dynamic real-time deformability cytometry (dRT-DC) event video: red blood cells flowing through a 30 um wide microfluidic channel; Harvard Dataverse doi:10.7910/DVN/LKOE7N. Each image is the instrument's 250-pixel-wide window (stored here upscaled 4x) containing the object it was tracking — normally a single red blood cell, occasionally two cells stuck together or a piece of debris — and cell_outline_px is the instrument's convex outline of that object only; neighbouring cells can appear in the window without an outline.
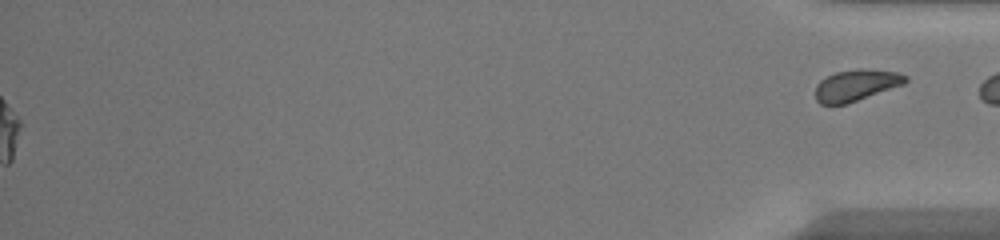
{"species": "common noctule bat (a hibernating species)", "species_latin": "Nyctalus noctula", "temperature_condition": "warm", "stored_images_in_passage": 52, "segment_of_instrument_passage": [2, 2], "camera_frame_rate_fps": 3000, "um_per_image_px": 0.085, "animal": {"sex": "female", "body_mass_g": 20.0, "forearm_length_mm": 54.0}, "frame": {"image": 1, "passage_image": 52, "time_ms": 17.0, "image_size_px": [1000, 240], "cell_outline_px": [[908, 80], [904, 84], [848, 104], [820, 104], [816, 100], [816, 84], [820, 80], [836, 72], [860, 68], [864, 68], [900, 72], [908, 76]], "centroid_in_image_um": [72.8, 7.24], "position_along_channel_um": 362.4, "area_um2": 16.65}}